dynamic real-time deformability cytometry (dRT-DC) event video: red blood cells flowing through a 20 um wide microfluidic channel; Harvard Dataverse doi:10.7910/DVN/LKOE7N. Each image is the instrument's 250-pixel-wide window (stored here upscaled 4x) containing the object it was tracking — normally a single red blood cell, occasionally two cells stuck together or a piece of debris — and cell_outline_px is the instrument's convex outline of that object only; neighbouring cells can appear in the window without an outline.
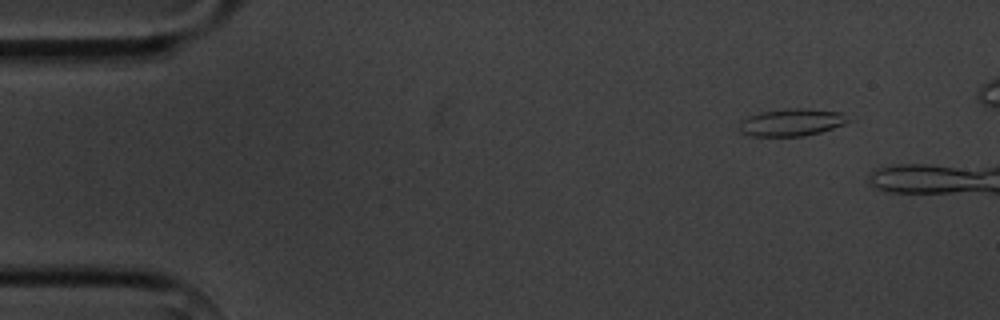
{"species": "common noctule bat (a hibernating species)", "species_latin": "Nyctalus noctula", "temperature_condition": "cold", "stored_images_in_passage": 4, "camera_frame_rate_fps": 3000, "um_per_image_px": 0.085, "animal": {"sex": "male", "body_mass_g": 20.1, "forearm_length_mm": 53.5}, "frame": {"image": 1, "passage_image": 1, "time_ms": 0.0, "image_size_px": [1000, 320], "cell_outline_px": [[856, 120], [820, 132], [804, 136], [752, 136], [740, 132], [740, 120], [748, 116], [760, 112], [788, 108], [804, 108], [840, 112]], "centroid_in_image_um": [67.32, 10.39], "position_along_channel_um": 17.7, "area_um2": 17.51}}